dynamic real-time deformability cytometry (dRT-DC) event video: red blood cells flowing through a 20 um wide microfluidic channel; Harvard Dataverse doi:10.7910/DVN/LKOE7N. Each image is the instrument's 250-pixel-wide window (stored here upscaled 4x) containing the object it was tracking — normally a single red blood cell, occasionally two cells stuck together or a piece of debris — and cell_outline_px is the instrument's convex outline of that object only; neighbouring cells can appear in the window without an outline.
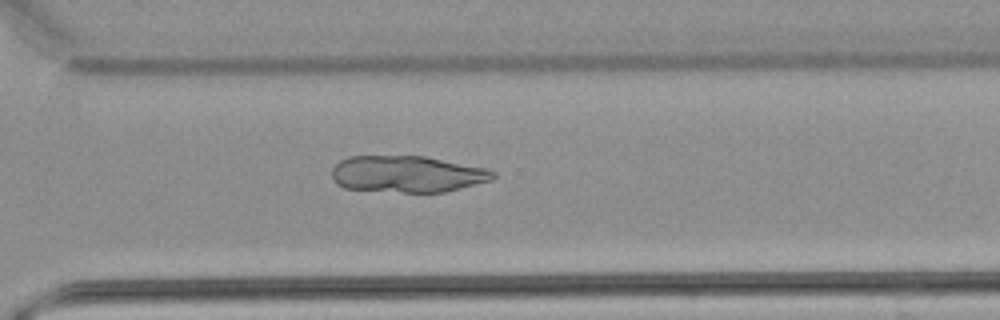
{"species": "common noctule bat (a hibernating species)", "species_latin": "Nyctalus noctula", "temperature_condition": "warm", "stored_images_in_passage": 52, "camera_frame_rate_fps": 3000, "um_per_image_px": 0.085, "animal": {"sex": "male", "body_mass_g": 21.5, "forearm_length_mm": 52.0}, "frame": {"image": 1, "passage_image": 38, "time_ms": 12.333, "image_size_px": [1000, 320], "cell_outline_px": [[496, 176], [492, 180], [444, 192], [404, 192], [344, 188], [336, 184], [332, 180], [332, 168], [340, 160], [348, 156], [424, 156], [488, 168], [496, 172]], "centroid_in_image_um": [34.61, 14.79], "position_along_channel_um": 336.0, "area_um2": 34.51}}